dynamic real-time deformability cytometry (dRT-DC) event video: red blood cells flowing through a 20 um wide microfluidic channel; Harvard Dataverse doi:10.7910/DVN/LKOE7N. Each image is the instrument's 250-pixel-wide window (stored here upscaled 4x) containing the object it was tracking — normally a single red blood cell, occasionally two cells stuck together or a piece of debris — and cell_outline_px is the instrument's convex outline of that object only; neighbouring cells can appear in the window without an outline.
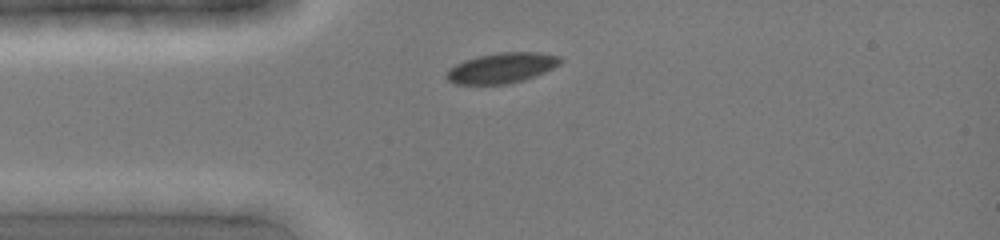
{"species": "common noctule bat (a hibernating species)", "species_latin": "Nyctalus noctula", "temperature_condition": "cold", "stored_images_in_passage": 7, "camera_frame_rate_fps": 3000, "um_per_image_px": 0.085, "animal": {"sex": "female", "body_mass_g": 19.0, "forearm_length_mm": 51.5}, "frame": {"image": 1, "passage_image": 1, "time_ms": 0.0, "image_size_px": [1000, 240], "cell_outline_px": [[564, 60], [560, 64], [536, 76], [524, 80], [508, 84], [456, 84], [448, 80], [444, 76], [448, 68], [464, 60], [476, 56], [500, 52], [536, 52], [560, 56]], "centroid_in_image_um": [42.63, 5.77], "position_along_channel_um": 42.4, "area_um2": 20.29}}